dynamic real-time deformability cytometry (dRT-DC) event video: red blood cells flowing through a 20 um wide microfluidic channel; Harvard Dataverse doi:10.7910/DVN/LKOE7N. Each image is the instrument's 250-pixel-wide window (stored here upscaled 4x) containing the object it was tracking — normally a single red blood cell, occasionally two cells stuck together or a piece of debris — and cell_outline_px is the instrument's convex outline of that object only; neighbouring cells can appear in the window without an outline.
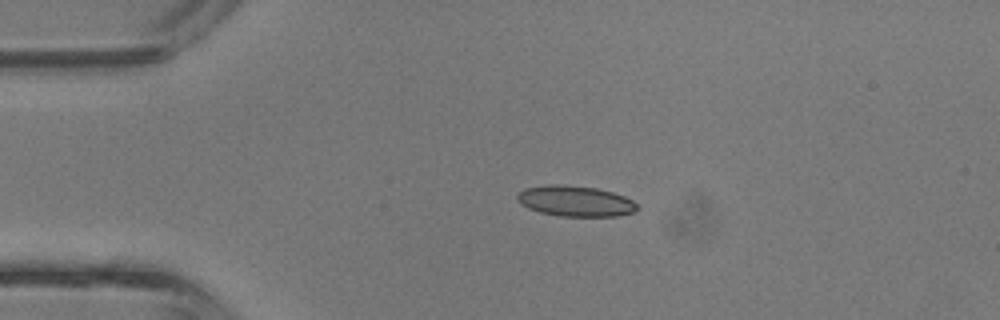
{"species": "common noctule bat (a hibernating species)", "species_latin": "Nyctalus noctula", "temperature_condition": "room temperature", "stored_images_in_passage": 34, "camera_frame_rate_fps": 3000, "um_per_image_px": 0.085, "animal": {"sex": "male", "body_mass_g": 13.3}, "frame": {"image": 1, "passage_image": 1, "time_ms": 0.0, "image_size_px": [1000, 320], "cell_outline_px": [[640, 208], [636, 212], [616, 216], [560, 216], [540, 212], [528, 208], [520, 204], [516, 200], [516, 196], [524, 188], [548, 184], [564, 184], [596, 188], [612, 192], [624, 196], [640, 204]], "centroid_in_image_um": [48.93, 17.09], "position_along_channel_um": 36.1, "area_um2": 21.73}}
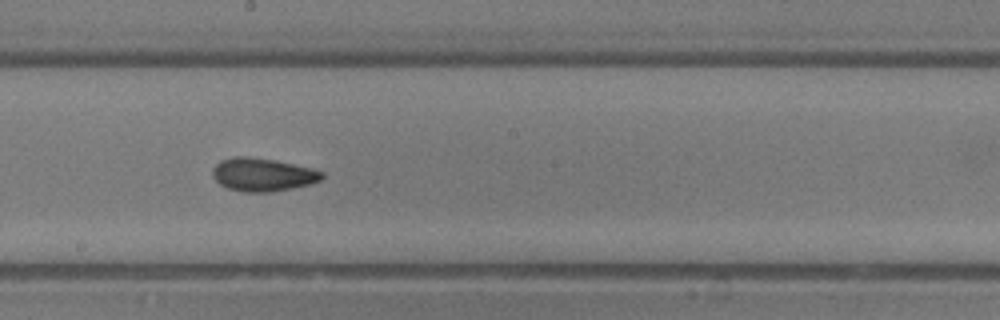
{"frame": {"image": 2, "passage_image": 15, "time_ms": 4.667, "image_size_px": [1000, 320], "cell_outline_px": [[324, 176], [320, 180], [308, 184], [292, 188], [272, 192], [244, 192], [228, 188], [220, 184], [212, 176], [212, 168], [220, 160], [232, 156], [244, 156], [276, 160], [312, 168], [324, 172]], "centroid_in_image_um": [22.31, 14.83], "position_along_channel_um": 225.9, "area_um2": 21.21}}
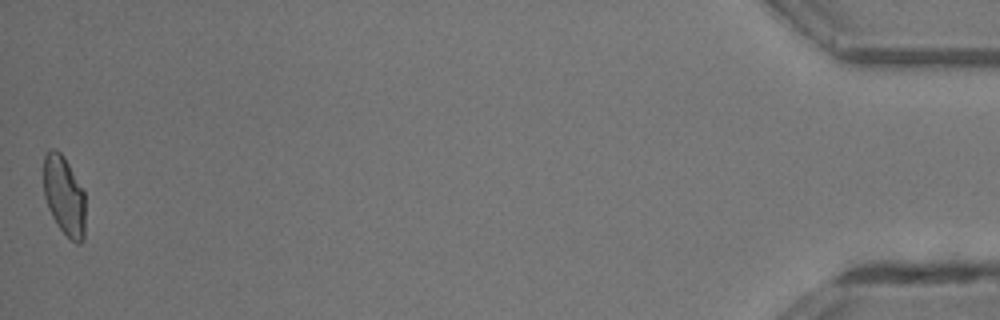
{"frame": {"image": 3, "passage_image": 34, "time_ms": 11.0, "image_size_px": [1000, 320], "cell_outline_px": [[84, 240], [80, 244], [76, 244], [56, 224], [48, 208], [44, 196], [44, 156], [48, 148], [56, 148], [64, 156], [84, 192]], "centroid_in_image_um": [5.44, 16.62], "position_along_channel_um": 429.8, "area_um2": 19.31}, "authors_computed_cell_mechanics": {"area_um2": 20.3167, "velocity_mm_per_s": 4.8279, "shape_relaxation_time_tau1_ms": 7.3414, "shape_relaxation_time_tau2_ms": 2.2461, "deformation_change_tau1": 0.1874, "deformation_change_tau2": 0.0696}}